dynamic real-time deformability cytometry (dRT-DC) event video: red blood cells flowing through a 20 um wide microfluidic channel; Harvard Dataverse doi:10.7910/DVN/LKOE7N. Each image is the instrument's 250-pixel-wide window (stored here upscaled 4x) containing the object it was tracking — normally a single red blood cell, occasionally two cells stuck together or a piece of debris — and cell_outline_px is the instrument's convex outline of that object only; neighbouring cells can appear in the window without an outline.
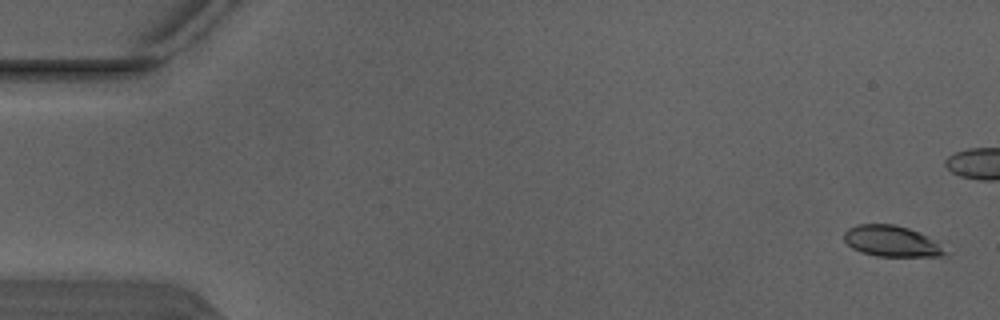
{"species": "Egyptian fruit bat (a non-hibernating species)", "species_latin": "Rousettus aegyptiacus", "temperature_condition": "warm", "stored_images_in_passage": 6, "camera_frame_rate_fps": 3000, "um_per_image_px": 0.085, "animal": {"sex": "male"}, "frame": {"image": 1, "passage_image": 1, "time_ms": 0.0, "image_size_px": [1000, 320], "cell_outline_px": [[948, 252], [940, 256], [876, 256], [860, 252], [852, 248], [844, 240], [844, 232], [848, 228], [856, 224], [892, 224], [908, 228], [920, 232], [932, 240]], "centroid_in_image_um": [75.72, 20.49], "position_along_channel_um": 9.3, "area_um2": 18.03}}